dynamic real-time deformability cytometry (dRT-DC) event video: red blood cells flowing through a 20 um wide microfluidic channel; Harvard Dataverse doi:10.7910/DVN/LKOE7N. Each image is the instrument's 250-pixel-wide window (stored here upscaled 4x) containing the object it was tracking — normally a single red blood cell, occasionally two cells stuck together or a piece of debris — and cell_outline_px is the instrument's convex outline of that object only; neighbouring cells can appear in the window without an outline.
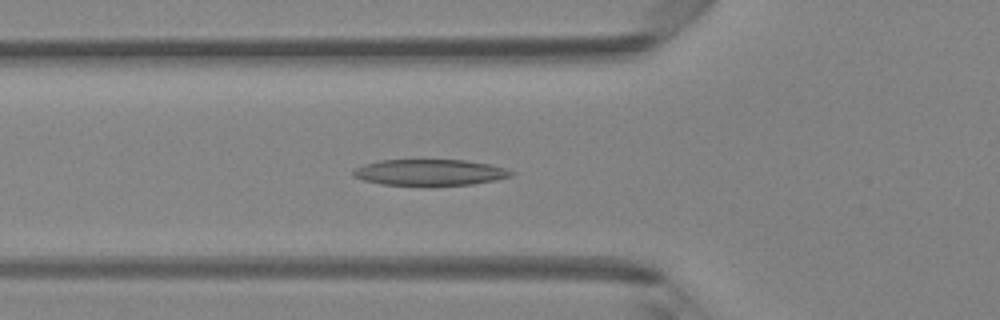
{"species": "Egyptian fruit bat (a non-hibernating species)", "species_latin": "Rousettus aegyptiacus", "temperature_condition": "room temperature", "stored_images_in_passage": 36, "camera_frame_rate_fps": 3000, "um_per_image_px": 0.085, "animal": {"sex": "female"}, "frame": {"image": 1, "passage_image": 7, "time_ms": 2.0, "image_size_px": [1000, 320], "cell_outline_px": [[516, 172], [512, 176], [496, 180], [472, 184], [428, 188], [380, 184], [364, 180], [352, 176], [352, 172], [356, 168], [364, 164], [380, 160], [464, 160], [488, 164], [504, 168]], "centroid_in_image_um": [36.52, 14.7], "position_along_channel_um": 89.3, "area_um2": 24.91}}
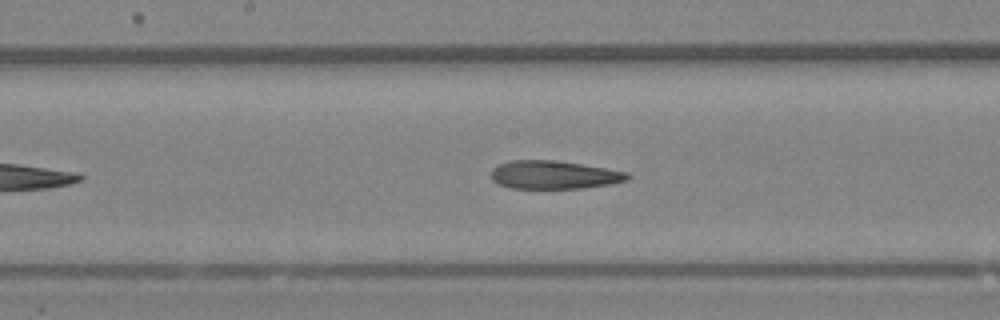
{"frame": {"image": 2, "passage_image": 15, "time_ms": 4.667, "image_size_px": [1000, 320], "cell_outline_px": [[632, 176], [628, 180], [612, 184], [584, 188], [512, 188], [496, 184], [492, 180], [492, 168], [500, 164], [512, 160], [552, 160], [580, 164], [628, 172]], "centroid_in_image_um": [47.1, 14.87], "position_along_channel_um": 201.1, "area_um2": 22.43}}
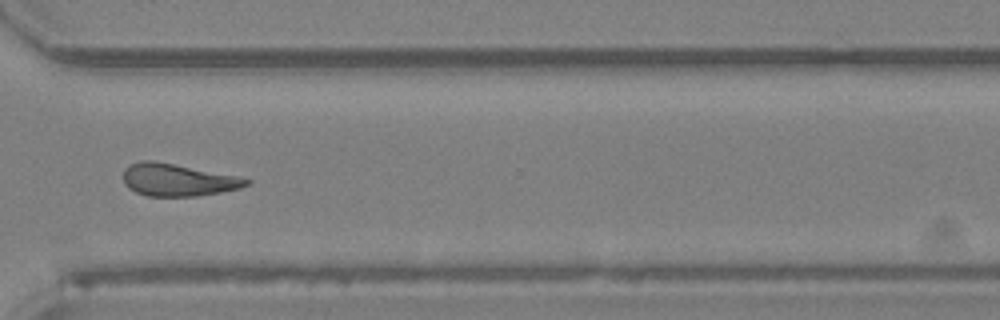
{"frame": {"image": 3, "passage_image": 26, "time_ms": 8.333, "image_size_px": [1000, 320], "cell_outline_px": [[252, 180], [248, 184], [240, 188], [220, 192], [196, 196], [148, 196], [136, 192], [128, 188], [124, 184], [124, 168], [140, 160], [152, 160], [236, 176]], "centroid_in_image_um": [15.07, 15.3], "position_along_channel_um": 355.5, "area_um2": 22.89}, "authors_computed_cell_mechanics": {"area_um2": 23.2356, "velocity_mm_per_s": 4.1909, "shape_relaxation_time_tau1_ms": null, "shape_relaxation_time_tau2_ms": 4.9741, "deformation_change_tau1": null, "deformation_change_tau2": 0.1701}}